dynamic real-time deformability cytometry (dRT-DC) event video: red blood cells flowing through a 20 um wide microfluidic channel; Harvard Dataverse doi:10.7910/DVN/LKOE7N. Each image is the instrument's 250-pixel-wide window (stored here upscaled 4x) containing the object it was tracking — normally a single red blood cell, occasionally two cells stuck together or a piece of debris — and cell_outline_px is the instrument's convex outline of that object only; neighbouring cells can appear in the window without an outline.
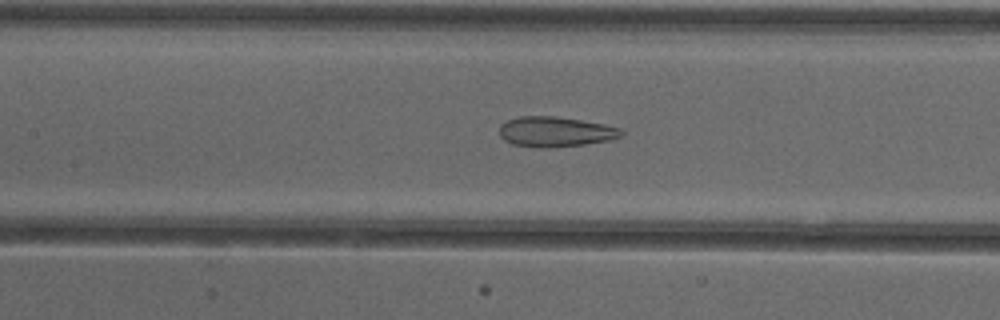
{"species": "common noctule bat (a hibernating species)", "species_latin": "Nyctalus noctula", "temperature_condition": "cold", "stored_images_in_passage": 53, "camera_frame_rate_fps": 3000, "um_per_image_px": 0.085, "animal": {"sex": "female"}, "frame": {"image": 1, "passage_image": 25, "time_ms": 8.0, "image_size_px": [1000, 320], "cell_outline_px": [[624, 132], [620, 136], [612, 140], [584, 144], [548, 148], [536, 148], [512, 144], [504, 140], [500, 136], [500, 124], [508, 120], [520, 116], [556, 116], [604, 124], [620, 128]], "centroid_in_image_um": [47.19, 11.2], "position_along_channel_um": 160.2, "area_um2": 21.5}}
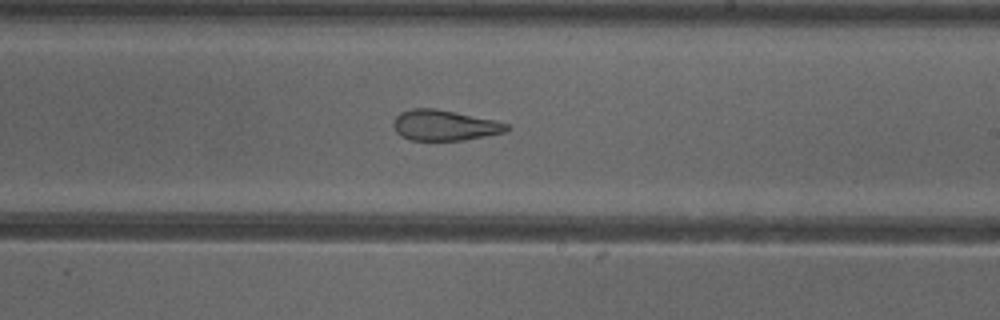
{"frame": {"image": 2, "passage_image": 32, "time_ms": 10.333, "image_size_px": [1000, 320], "cell_outline_px": [[512, 128], [508, 132], [464, 140], [412, 140], [400, 136], [396, 132], [392, 124], [396, 116], [400, 112], [412, 108], [436, 108], [496, 120], [508, 124]], "centroid_in_image_um": [37.81, 10.65], "position_along_channel_um": 251.2, "area_um2": 20.46}}
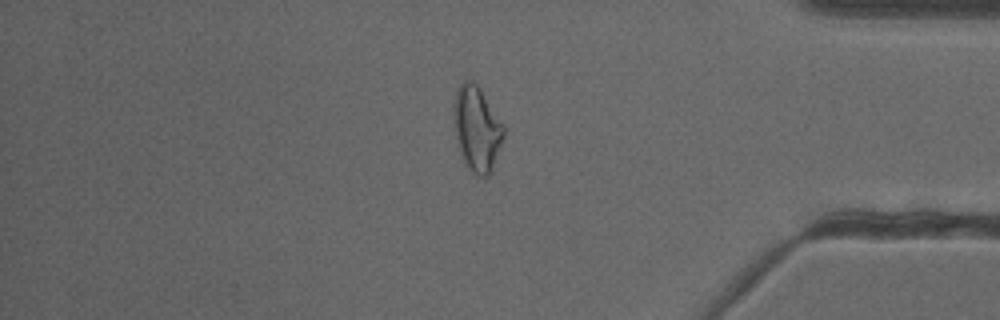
{"frame": {"image": 3, "passage_image": 45, "time_ms": 14.667, "image_size_px": [1000, 320], "cell_outline_px": [[504, 136], [492, 172], [488, 176], [476, 176], [464, 164], [456, 140], [452, 116], [452, 104], [456, 88], [464, 80], [472, 80], [480, 88], [504, 124]], "centroid_in_image_um": [40.51, 10.93], "position_along_channel_um": 394.7, "area_um2": 25.37}, "authors_computed_cell_mechanics": {"area_um2": 25.0274, "velocity_mm_per_s": 3.9088, "shape_relaxation_time_tau1_ms": null, "shape_relaxation_time_tau2_ms": 2.0584, "deformation_change_tau1": null, "deformation_change_tau2": 0.1047}}